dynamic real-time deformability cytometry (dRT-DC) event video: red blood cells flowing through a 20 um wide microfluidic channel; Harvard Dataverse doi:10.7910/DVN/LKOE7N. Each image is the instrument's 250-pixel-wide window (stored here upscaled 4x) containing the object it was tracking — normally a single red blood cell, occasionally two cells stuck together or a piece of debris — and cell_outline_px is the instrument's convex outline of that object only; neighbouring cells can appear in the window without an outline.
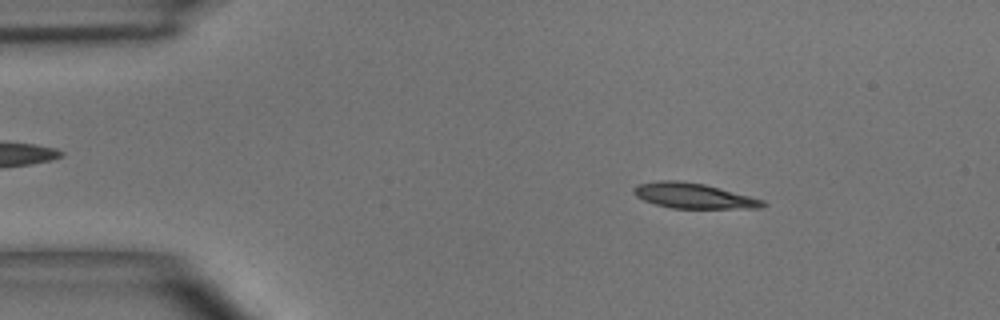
{"species": "common noctule bat (a hibernating species)", "species_latin": "Nyctalus noctula", "temperature_condition": "room temperature", "stored_images_in_passage": 4, "segment_of_instrument_passage": [1, 2], "camera_frame_rate_fps": 3000, "um_per_image_px": 0.085, "animal": {"sex": "male", "body_mass_g": 15.6}, "frame": {"image": 1, "passage_image": 1, "time_ms": 0.0, "image_size_px": [1000, 320], "cell_outline_px": [[768, 204], [760, 208], [672, 208], [656, 204], [644, 200], [636, 196], [632, 192], [632, 188], [636, 184], [660, 180], [680, 180], [704, 184], [764, 200]], "centroid_in_image_um": [58.91, 16.63], "position_along_channel_um": 26.1, "area_um2": 18.96}}
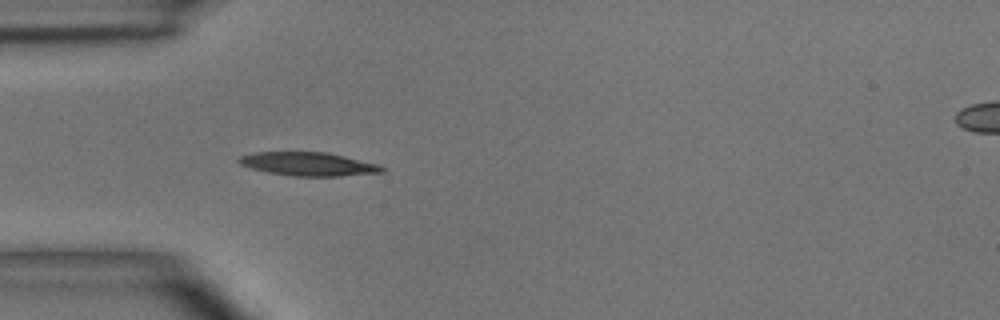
{"frame": {"image": 2, "passage_image": 3, "time_ms": 2.333, "image_size_px": [1000, 320], "cell_outline_px": [[388, 168], [384, 172], [340, 176], [292, 176], [268, 172], [252, 168], [240, 164], [236, 160], [240, 156], [256, 152], [328, 152], [380, 164]], "centroid_in_image_um": [26.28, 13.94], "position_along_channel_um": 58.7, "area_um2": 19.77}}